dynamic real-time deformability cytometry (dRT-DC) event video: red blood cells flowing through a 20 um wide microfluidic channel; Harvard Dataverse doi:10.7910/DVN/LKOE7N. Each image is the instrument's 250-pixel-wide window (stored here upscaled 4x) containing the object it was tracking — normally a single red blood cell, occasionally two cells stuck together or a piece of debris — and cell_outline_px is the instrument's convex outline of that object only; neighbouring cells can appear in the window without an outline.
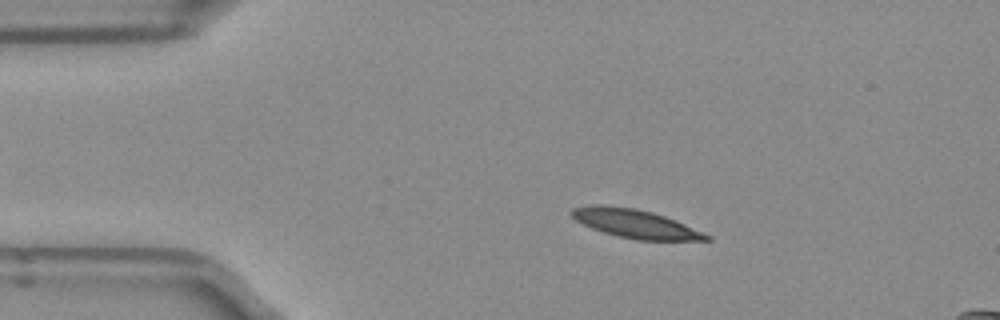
{"species": "Egyptian fruit bat (a non-hibernating species)", "species_latin": "Rousettus aegyptiacus", "temperature_condition": "room temperature", "stored_images_in_passage": 51, "segment_of_instrument_passage": [1, 2], "camera_frame_rate_fps": 3000, "um_per_image_px": 0.085, "frame": {"image": 1, "passage_image": 8, "time_ms": 2.333, "image_size_px": [1000, 320], "cell_outline_px": [[712, 240], [636, 240], [604, 232], [592, 228], [576, 220], [568, 212], [572, 208], [592, 204], [600, 204], [636, 208], [652, 212], [664, 216], [684, 224], [712, 236]], "centroid_in_image_um": [53.97, 19.0], "position_along_channel_um": 31.0, "area_um2": 22.31}}
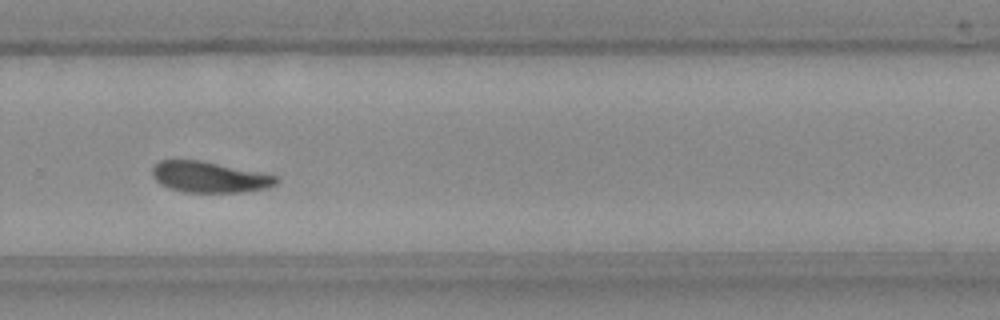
{"frame": {"image": 2, "passage_image": 33, "time_ms": 10.667, "image_size_px": [1000, 320], "cell_outline_px": [[280, 180], [276, 184], [268, 188], [248, 192], [184, 192], [168, 188], [160, 184], [156, 180], [152, 172], [152, 168], [160, 160], [200, 160], [276, 176]], "centroid_in_image_um": [17.8, 15.06], "position_along_channel_um": 312.0, "area_um2": 22.2}}
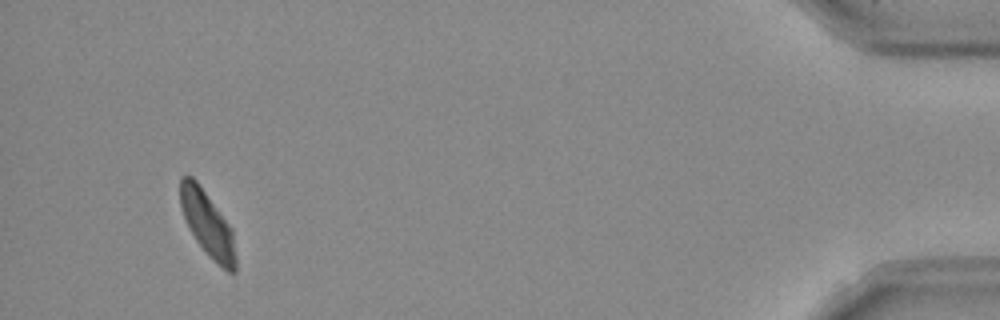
{"frame": {"image": 3, "passage_image": 47, "time_ms": 15.333, "image_size_px": [1000, 320], "cell_outline_px": [[236, 272], [228, 272], [216, 264], [196, 240], [184, 216], [180, 204], [180, 176], [192, 176], [196, 180], [232, 228], [236, 256]], "centroid_in_image_um": [17.66, 19.05], "position_along_channel_um": 417.5, "area_um2": 20.75}}